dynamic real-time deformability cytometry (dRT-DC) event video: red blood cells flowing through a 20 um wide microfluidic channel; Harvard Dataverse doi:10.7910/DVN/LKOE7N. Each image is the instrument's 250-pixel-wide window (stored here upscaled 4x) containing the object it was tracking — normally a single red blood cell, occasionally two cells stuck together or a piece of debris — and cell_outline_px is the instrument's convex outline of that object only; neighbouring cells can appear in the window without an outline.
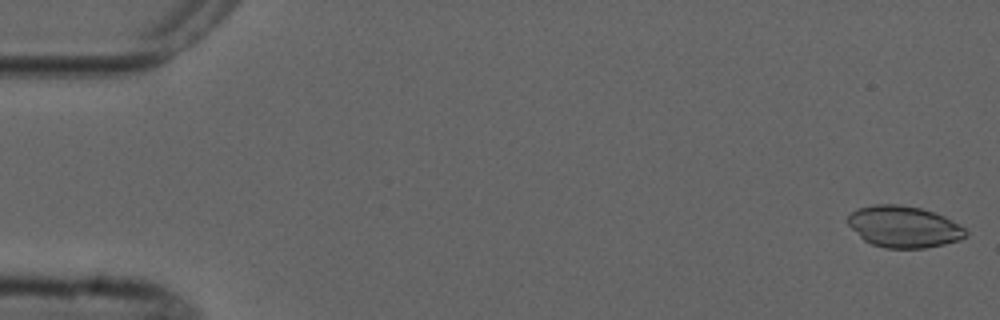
{"species": "common noctule bat (a hibernating species)", "species_latin": "Nyctalus noctula", "temperature_condition": "cold", "stored_images_in_passage": 6, "camera_frame_rate_fps": 3000, "um_per_image_px": 0.085, "animal": {"sex": "male", "forearm_length_mm": 52.5}, "frame": {"image": 1, "passage_image": 1, "time_ms": 0.0, "image_size_px": [1000, 320], "cell_outline_px": [[968, 236], [960, 240], [944, 244], [924, 248], [884, 248], [872, 244], [864, 240], [848, 224], [848, 216], [856, 208], [876, 204], [900, 204], [920, 208], [944, 216], [964, 228], [968, 232]], "centroid_in_image_um": [76.83, 19.27], "position_along_channel_um": 8.2, "area_um2": 28.44}}